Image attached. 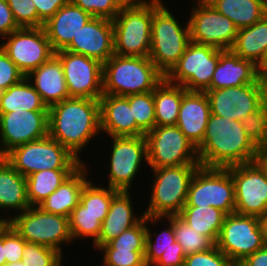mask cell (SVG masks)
I'll use <instances>...</instances> for the list:
<instances>
[{"label":"cell","mask_w":267,"mask_h":266,"mask_svg":"<svg viewBox=\"0 0 267 266\" xmlns=\"http://www.w3.org/2000/svg\"><path fill=\"white\" fill-rule=\"evenodd\" d=\"M218 12L233 21L236 28L253 25L267 14V0H207Z\"/></svg>","instance_id":"obj_29"},{"label":"cell","mask_w":267,"mask_h":266,"mask_svg":"<svg viewBox=\"0 0 267 266\" xmlns=\"http://www.w3.org/2000/svg\"><path fill=\"white\" fill-rule=\"evenodd\" d=\"M267 49V14L253 25L238 30L231 50L242 59L260 63Z\"/></svg>","instance_id":"obj_30"},{"label":"cell","mask_w":267,"mask_h":266,"mask_svg":"<svg viewBox=\"0 0 267 266\" xmlns=\"http://www.w3.org/2000/svg\"><path fill=\"white\" fill-rule=\"evenodd\" d=\"M83 11L93 17H102L113 20L126 0H71Z\"/></svg>","instance_id":"obj_43"},{"label":"cell","mask_w":267,"mask_h":266,"mask_svg":"<svg viewBox=\"0 0 267 266\" xmlns=\"http://www.w3.org/2000/svg\"><path fill=\"white\" fill-rule=\"evenodd\" d=\"M55 55L61 61L70 97L99 100L103 95V64L63 49Z\"/></svg>","instance_id":"obj_16"},{"label":"cell","mask_w":267,"mask_h":266,"mask_svg":"<svg viewBox=\"0 0 267 266\" xmlns=\"http://www.w3.org/2000/svg\"><path fill=\"white\" fill-rule=\"evenodd\" d=\"M102 266H111V265H108L107 263H102Z\"/></svg>","instance_id":"obj_61"},{"label":"cell","mask_w":267,"mask_h":266,"mask_svg":"<svg viewBox=\"0 0 267 266\" xmlns=\"http://www.w3.org/2000/svg\"><path fill=\"white\" fill-rule=\"evenodd\" d=\"M100 132L99 100L70 97L48 109V135L81 162V151Z\"/></svg>","instance_id":"obj_1"},{"label":"cell","mask_w":267,"mask_h":266,"mask_svg":"<svg viewBox=\"0 0 267 266\" xmlns=\"http://www.w3.org/2000/svg\"><path fill=\"white\" fill-rule=\"evenodd\" d=\"M6 221L26 241L41 244L63 253L62 243L73 241L69 218L45 212L39 206H30L22 213L9 217Z\"/></svg>","instance_id":"obj_8"},{"label":"cell","mask_w":267,"mask_h":266,"mask_svg":"<svg viewBox=\"0 0 267 266\" xmlns=\"http://www.w3.org/2000/svg\"><path fill=\"white\" fill-rule=\"evenodd\" d=\"M253 162L259 167L267 179V146L259 147L257 154L255 155Z\"/></svg>","instance_id":"obj_53"},{"label":"cell","mask_w":267,"mask_h":266,"mask_svg":"<svg viewBox=\"0 0 267 266\" xmlns=\"http://www.w3.org/2000/svg\"><path fill=\"white\" fill-rule=\"evenodd\" d=\"M235 185V212L261 217L267 212V179L254 163L226 168Z\"/></svg>","instance_id":"obj_17"},{"label":"cell","mask_w":267,"mask_h":266,"mask_svg":"<svg viewBox=\"0 0 267 266\" xmlns=\"http://www.w3.org/2000/svg\"><path fill=\"white\" fill-rule=\"evenodd\" d=\"M211 114L242 121L265 103L259 78L252 84L205 92Z\"/></svg>","instance_id":"obj_19"},{"label":"cell","mask_w":267,"mask_h":266,"mask_svg":"<svg viewBox=\"0 0 267 266\" xmlns=\"http://www.w3.org/2000/svg\"><path fill=\"white\" fill-rule=\"evenodd\" d=\"M129 100L137 126L146 134L156 126L154 91L125 96Z\"/></svg>","instance_id":"obj_40"},{"label":"cell","mask_w":267,"mask_h":266,"mask_svg":"<svg viewBox=\"0 0 267 266\" xmlns=\"http://www.w3.org/2000/svg\"><path fill=\"white\" fill-rule=\"evenodd\" d=\"M237 266H267V246L245 257Z\"/></svg>","instance_id":"obj_52"},{"label":"cell","mask_w":267,"mask_h":266,"mask_svg":"<svg viewBox=\"0 0 267 266\" xmlns=\"http://www.w3.org/2000/svg\"><path fill=\"white\" fill-rule=\"evenodd\" d=\"M24 77V74L0 47V89L7 90Z\"/></svg>","instance_id":"obj_48"},{"label":"cell","mask_w":267,"mask_h":266,"mask_svg":"<svg viewBox=\"0 0 267 266\" xmlns=\"http://www.w3.org/2000/svg\"><path fill=\"white\" fill-rule=\"evenodd\" d=\"M264 245L259 217L226 215L216 246L236 265Z\"/></svg>","instance_id":"obj_13"},{"label":"cell","mask_w":267,"mask_h":266,"mask_svg":"<svg viewBox=\"0 0 267 266\" xmlns=\"http://www.w3.org/2000/svg\"><path fill=\"white\" fill-rule=\"evenodd\" d=\"M226 215L212 206H184L178 216L192 229L209 237L216 244Z\"/></svg>","instance_id":"obj_33"},{"label":"cell","mask_w":267,"mask_h":266,"mask_svg":"<svg viewBox=\"0 0 267 266\" xmlns=\"http://www.w3.org/2000/svg\"><path fill=\"white\" fill-rule=\"evenodd\" d=\"M83 163L50 194L39 207L51 214L70 217L73 209L80 201V194L84 185L89 181L88 167Z\"/></svg>","instance_id":"obj_27"},{"label":"cell","mask_w":267,"mask_h":266,"mask_svg":"<svg viewBox=\"0 0 267 266\" xmlns=\"http://www.w3.org/2000/svg\"><path fill=\"white\" fill-rule=\"evenodd\" d=\"M69 0H33L37 10V27H43Z\"/></svg>","instance_id":"obj_49"},{"label":"cell","mask_w":267,"mask_h":266,"mask_svg":"<svg viewBox=\"0 0 267 266\" xmlns=\"http://www.w3.org/2000/svg\"><path fill=\"white\" fill-rule=\"evenodd\" d=\"M184 266H237L215 245L208 251L186 255Z\"/></svg>","instance_id":"obj_44"},{"label":"cell","mask_w":267,"mask_h":266,"mask_svg":"<svg viewBox=\"0 0 267 266\" xmlns=\"http://www.w3.org/2000/svg\"><path fill=\"white\" fill-rule=\"evenodd\" d=\"M220 49L190 41L179 61L165 75L172 84L187 91L206 92L219 61Z\"/></svg>","instance_id":"obj_9"},{"label":"cell","mask_w":267,"mask_h":266,"mask_svg":"<svg viewBox=\"0 0 267 266\" xmlns=\"http://www.w3.org/2000/svg\"><path fill=\"white\" fill-rule=\"evenodd\" d=\"M153 0L127 1L113 21L114 54L149 57Z\"/></svg>","instance_id":"obj_4"},{"label":"cell","mask_w":267,"mask_h":266,"mask_svg":"<svg viewBox=\"0 0 267 266\" xmlns=\"http://www.w3.org/2000/svg\"><path fill=\"white\" fill-rule=\"evenodd\" d=\"M48 135V111L0 113V157L13 148Z\"/></svg>","instance_id":"obj_18"},{"label":"cell","mask_w":267,"mask_h":266,"mask_svg":"<svg viewBox=\"0 0 267 266\" xmlns=\"http://www.w3.org/2000/svg\"><path fill=\"white\" fill-rule=\"evenodd\" d=\"M63 50L96 59L104 64L114 55L113 21L92 17Z\"/></svg>","instance_id":"obj_20"},{"label":"cell","mask_w":267,"mask_h":266,"mask_svg":"<svg viewBox=\"0 0 267 266\" xmlns=\"http://www.w3.org/2000/svg\"><path fill=\"white\" fill-rule=\"evenodd\" d=\"M168 222V228L162 230L158 235L154 232L151 234V227L146 226L144 261L147 266H153L161 255L169 249H183L176 241L173 224L170 221ZM152 236L155 237L154 241Z\"/></svg>","instance_id":"obj_38"},{"label":"cell","mask_w":267,"mask_h":266,"mask_svg":"<svg viewBox=\"0 0 267 266\" xmlns=\"http://www.w3.org/2000/svg\"><path fill=\"white\" fill-rule=\"evenodd\" d=\"M173 15L162 0H153L149 58L164 75L179 61L190 42L189 23L182 27Z\"/></svg>","instance_id":"obj_5"},{"label":"cell","mask_w":267,"mask_h":266,"mask_svg":"<svg viewBox=\"0 0 267 266\" xmlns=\"http://www.w3.org/2000/svg\"><path fill=\"white\" fill-rule=\"evenodd\" d=\"M211 115L205 92L185 91L176 126L197 147L203 140L207 122Z\"/></svg>","instance_id":"obj_22"},{"label":"cell","mask_w":267,"mask_h":266,"mask_svg":"<svg viewBox=\"0 0 267 266\" xmlns=\"http://www.w3.org/2000/svg\"><path fill=\"white\" fill-rule=\"evenodd\" d=\"M259 78L257 66L232 50H220L219 61L210 82V90L252 84Z\"/></svg>","instance_id":"obj_24"},{"label":"cell","mask_w":267,"mask_h":266,"mask_svg":"<svg viewBox=\"0 0 267 266\" xmlns=\"http://www.w3.org/2000/svg\"><path fill=\"white\" fill-rule=\"evenodd\" d=\"M107 214H92L79 202L70 217V232L72 239L92 238L93 244L98 240L101 224Z\"/></svg>","instance_id":"obj_35"},{"label":"cell","mask_w":267,"mask_h":266,"mask_svg":"<svg viewBox=\"0 0 267 266\" xmlns=\"http://www.w3.org/2000/svg\"><path fill=\"white\" fill-rule=\"evenodd\" d=\"M166 219L173 224L176 241L182 246L185 255L208 251L216 245L209 237L192 229L178 215Z\"/></svg>","instance_id":"obj_37"},{"label":"cell","mask_w":267,"mask_h":266,"mask_svg":"<svg viewBox=\"0 0 267 266\" xmlns=\"http://www.w3.org/2000/svg\"><path fill=\"white\" fill-rule=\"evenodd\" d=\"M48 109L39 93L26 77L4 90L0 97V113L21 110L48 111Z\"/></svg>","instance_id":"obj_31"},{"label":"cell","mask_w":267,"mask_h":266,"mask_svg":"<svg viewBox=\"0 0 267 266\" xmlns=\"http://www.w3.org/2000/svg\"><path fill=\"white\" fill-rule=\"evenodd\" d=\"M76 169L44 170L26 177L27 199L30 206H39Z\"/></svg>","instance_id":"obj_34"},{"label":"cell","mask_w":267,"mask_h":266,"mask_svg":"<svg viewBox=\"0 0 267 266\" xmlns=\"http://www.w3.org/2000/svg\"><path fill=\"white\" fill-rule=\"evenodd\" d=\"M4 159L25 177L44 170L77 169L83 163L49 135L13 148Z\"/></svg>","instance_id":"obj_7"},{"label":"cell","mask_w":267,"mask_h":266,"mask_svg":"<svg viewBox=\"0 0 267 266\" xmlns=\"http://www.w3.org/2000/svg\"><path fill=\"white\" fill-rule=\"evenodd\" d=\"M264 103L267 104V70L259 75Z\"/></svg>","instance_id":"obj_54"},{"label":"cell","mask_w":267,"mask_h":266,"mask_svg":"<svg viewBox=\"0 0 267 266\" xmlns=\"http://www.w3.org/2000/svg\"><path fill=\"white\" fill-rule=\"evenodd\" d=\"M20 28L37 27V10L33 0H6Z\"/></svg>","instance_id":"obj_45"},{"label":"cell","mask_w":267,"mask_h":266,"mask_svg":"<svg viewBox=\"0 0 267 266\" xmlns=\"http://www.w3.org/2000/svg\"><path fill=\"white\" fill-rule=\"evenodd\" d=\"M6 223H7L6 218L5 217L4 218L0 217V230Z\"/></svg>","instance_id":"obj_58"},{"label":"cell","mask_w":267,"mask_h":266,"mask_svg":"<svg viewBox=\"0 0 267 266\" xmlns=\"http://www.w3.org/2000/svg\"><path fill=\"white\" fill-rule=\"evenodd\" d=\"M11 266H24V263L21 261H17L15 263H11Z\"/></svg>","instance_id":"obj_59"},{"label":"cell","mask_w":267,"mask_h":266,"mask_svg":"<svg viewBox=\"0 0 267 266\" xmlns=\"http://www.w3.org/2000/svg\"><path fill=\"white\" fill-rule=\"evenodd\" d=\"M3 39L0 47L25 77L55 54L44 27L19 28Z\"/></svg>","instance_id":"obj_14"},{"label":"cell","mask_w":267,"mask_h":266,"mask_svg":"<svg viewBox=\"0 0 267 266\" xmlns=\"http://www.w3.org/2000/svg\"><path fill=\"white\" fill-rule=\"evenodd\" d=\"M267 70V49L266 52L264 54V57L262 58V60L260 61V63L257 65V73L258 76Z\"/></svg>","instance_id":"obj_57"},{"label":"cell","mask_w":267,"mask_h":266,"mask_svg":"<svg viewBox=\"0 0 267 266\" xmlns=\"http://www.w3.org/2000/svg\"><path fill=\"white\" fill-rule=\"evenodd\" d=\"M26 241L7 222L4 225V252L6 263L21 261Z\"/></svg>","instance_id":"obj_46"},{"label":"cell","mask_w":267,"mask_h":266,"mask_svg":"<svg viewBox=\"0 0 267 266\" xmlns=\"http://www.w3.org/2000/svg\"><path fill=\"white\" fill-rule=\"evenodd\" d=\"M113 143L110 149L108 187L119 191H130L135 176L143 161L147 163V142L143 136L110 137Z\"/></svg>","instance_id":"obj_15"},{"label":"cell","mask_w":267,"mask_h":266,"mask_svg":"<svg viewBox=\"0 0 267 266\" xmlns=\"http://www.w3.org/2000/svg\"><path fill=\"white\" fill-rule=\"evenodd\" d=\"M145 138L149 169L199 164L195 145L176 125L155 126Z\"/></svg>","instance_id":"obj_11"},{"label":"cell","mask_w":267,"mask_h":266,"mask_svg":"<svg viewBox=\"0 0 267 266\" xmlns=\"http://www.w3.org/2000/svg\"><path fill=\"white\" fill-rule=\"evenodd\" d=\"M1 266H11V263H6L5 265H1Z\"/></svg>","instance_id":"obj_60"},{"label":"cell","mask_w":267,"mask_h":266,"mask_svg":"<svg viewBox=\"0 0 267 266\" xmlns=\"http://www.w3.org/2000/svg\"><path fill=\"white\" fill-rule=\"evenodd\" d=\"M264 244L267 246V212L259 217Z\"/></svg>","instance_id":"obj_56"},{"label":"cell","mask_w":267,"mask_h":266,"mask_svg":"<svg viewBox=\"0 0 267 266\" xmlns=\"http://www.w3.org/2000/svg\"><path fill=\"white\" fill-rule=\"evenodd\" d=\"M129 191H119L111 200L108 214L101 224V231L98 240L93 244L95 249L107 244L118 237L125 230L130 229L139 223L144 217L134 214Z\"/></svg>","instance_id":"obj_26"},{"label":"cell","mask_w":267,"mask_h":266,"mask_svg":"<svg viewBox=\"0 0 267 266\" xmlns=\"http://www.w3.org/2000/svg\"><path fill=\"white\" fill-rule=\"evenodd\" d=\"M101 131L110 137L143 136L125 96L103 94L100 99Z\"/></svg>","instance_id":"obj_21"},{"label":"cell","mask_w":267,"mask_h":266,"mask_svg":"<svg viewBox=\"0 0 267 266\" xmlns=\"http://www.w3.org/2000/svg\"><path fill=\"white\" fill-rule=\"evenodd\" d=\"M93 183L90 179L84 185L79 202L92 214H108L111 200L119 190L97 186Z\"/></svg>","instance_id":"obj_39"},{"label":"cell","mask_w":267,"mask_h":266,"mask_svg":"<svg viewBox=\"0 0 267 266\" xmlns=\"http://www.w3.org/2000/svg\"><path fill=\"white\" fill-rule=\"evenodd\" d=\"M162 219L145 216L135 226L125 230L118 237L100 246L97 250H138L144 256L146 226L148 223H152L154 226L156 222L159 223L158 221H162Z\"/></svg>","instance_id":"obj_36"},{"label":"cell","mask_w":267,"mask_h":266,"mask_svg":"<svg viewBox=\"0 0 267 266\" xmlns=\"http://www.w3.org/2000/svg\"><path fill=\"white\" fill-rule=\"evenodd\" d=\"M102 262L111 266H147L144 256L138 250H101Z\"/></svg>","instance_id":"obj_47"},{"label":"cell","mask_w":267,"mask_h":266,"mask_svg":"<svg viewBox=\"0 0 267 266\" xmlns=\"http://www.w3.org/2000/svg\"><path fill=\"white\" fill-rule=\"evenodd\" d=\"M165 75L149 57L114 54L103 64V94L127 96L154 91Z\"/></svg>","instance_id":"obj_3"},{"label":"cell","mask_w":267,"mask_h":266,"mask_svg":"<svg viewBox=\"0 0 267 266\" xmlns=\"http://www.w3.org/2000/svg\"><path fill=\"white\" fill-rule=\"evenodd\" d=\"M199 167L200 164H185L152 168L155 179L144 215L153 218L179 215L186 204L191 179Z\"/></svg>","instance_id":"obj_6"},{"label":"cell","mask_w":267,"mask_h":266,"mask_svg":"<svg viewBox=\"0 0 267 266\" xmlns=\"http://www.w3.org/2000/svg\"><path fill=\"white\" fill-rule=\"evenodd\" d=\"M184 206L215 207L228 214L235 212V185L226 168L199 167L188 188Z\"/></svg>","instance_id":"obj_10"},{"label":"cell","mask_w":267,"mask_h":266,"mask_svg":"<svg viewBox=\"0 0 267 266\" xmlns=\"http://www.w3.org/2000/svg\"><path fill=\"white\" fill-rule=\"evenodd\" d=\"M196 3L188 19L190 41L215 47L220 50H231L238 29L233 21L218 12L207 0H194Z\"/></svg>","instance_id":"obj_12"},{"label":"cell","mask_w":267,"mask_h":266,"mask_svg":"<svg viewBox=\"0 0 267 266\" xmlns=\"http://www.w3.org/2000/svg\"><path fill=\"white\" fill-rule=\"evenodd\" d=\"M26 78L48 108L70 98L61 61L55 54L37 69L31 71Z\"/></svg>","instance_id":"obj_25"},{"label":"cell","mask_w":267,"mask_h":266,"mask_svg":"<svg viewBox=\"0 0 267 266\" xmlns=\"http://www.w3.org/2000/svg\"><path fill=\"white\" fill-rule=\"evenodd\" d=\"M186 88L169 83L165 78L154 90L156 126L176 125L181 100Z\"/></svg>","instance_id":"obj_32"},{"label":"cell","mask_w":267,"mask_h":266,"mask_svg":"<svg viewBox=\"0 0 267 266\" xmlns=\"http://www.w3.org/2000/svg\"><path fill=\"white\" fill-rule=\"evenodd\" d=\"M185 257L183 249H169L153 266H184Z\"/></svg>","instance_id":"obj_51"},{"label":"cell","mask_w":267,"mask_h":266,"mask_svg":"<svg viewBox=\"0 0 267 266\" xmlns=\"http://www.w3.org/2000/svg\"><path fill=\"white\" fill-rule=\"evenodd\" d=\"M19 28L7 1L0 0V37L4 38Z\"/></svg>","instance_id":"obj_50"},{"label":"cell","mask_w":267,"mask_h":266,"mask_svg":"<svg viewBox=\"0 0 267 266\" xmlns=\"http://www.w3.org/2000/svg\"><path fill=\"white\" fill-rule=\"evenodd\" d=\"M92 17L69 0L44 23L52 49L55 52L64 49Z\"/></svg>","instance_id":"obj_23"},{"label":"cell","mask_w":267,"mask_h":266,"mask_svg":"<svg viewBox=\"0 0 267 266\" xmlns=\"http://www.w3.org/2000/svg\"><path fill=\"white\" fill-rule=\"evenodd\" d=\"M30 207L27 199L26 177L0 157V209L24 212Z\"/></svg>","instance_id":"obj_28"},{"label":"cell","mask_w":267,"mask_h":266,"mask_svg":"<svg viewBox=\"0 0 267 266\" xmlns=\"http://www.w3.org/2000/svg\"><path fill=\"white\" fill-rule=\"evenodd\" d=\"M245 133L258 147L267 146V104L241 121Z\"/></svg>","instance_id":"obj_42"},{"label":"cell","mask_w":267,"mask_h":266,"mask_svg":"<svg viewBox=\"0 0 267 266\" xmlns=\"http://www.w3.org/2000/svg\"><path fill=\"white\" fill-rule=\"evenodd\" d=\"M22 256L24 266H62L64 255L41 244L26 242Z\"/></svg>","instance_id":"obj_41"},{"label":"cell","mask_w":267,"mask_h":266,"mask_svg":"<svg viewBox=\"0 0 267 266\" xmlns=\"http://www.w3.org/2000/svg\"><path fill=\"white\" fill-rule=\"evenodd\" d=\"M196 149L201 167L227 168L253 162L259 147L245 133L241 121L211 114Z\"/></svg>","instance_id":"obj_2"},{"label":"cell","mask_w":267,"mask_h":266,"mask_svg":"<svg viewBox=\"0 0 267 266\" xmlns=\"http://www.w3.org/2000/svg\"><path fill=\"white\" fill-rule=\"evenodd\" d=\"M6 264V257L4 252V226L0 230V266Z\"/></svg>","instance_id":"obj_55"}]
</instances>
